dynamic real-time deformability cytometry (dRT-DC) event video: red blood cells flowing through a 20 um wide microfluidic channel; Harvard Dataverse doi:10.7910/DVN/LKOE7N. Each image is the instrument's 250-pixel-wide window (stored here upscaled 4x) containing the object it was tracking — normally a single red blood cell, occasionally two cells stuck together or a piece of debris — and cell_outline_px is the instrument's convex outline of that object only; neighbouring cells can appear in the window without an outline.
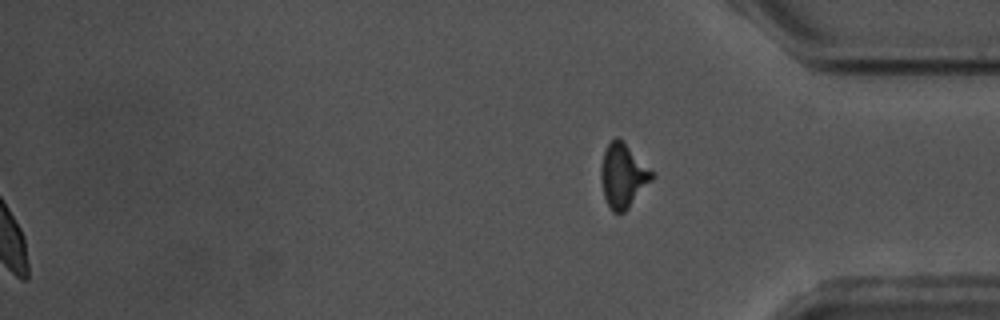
{"species": "common noctule bat (a hibernating species)", "species_latin": "Nyctalus noctula", "temperature_condition": "warm", "stored_images_in_passage": 56, "segment_of_instrument_passage": [2, 2], "camera_frame_rate_fps": 3000, "um_per_image_px": 0.085, "animal": {"sex": "male", "body_mass_g": 17.5, "forearm_length_mm": 52.3}, "frame": {"image": 1, "passage_image": 56, "time_ms": 18.333, "image_size_px": [1000, 320], "cell_outline_px": [[652, 180], [628, 208], [624, 212], [612, 212], [604, 196], [600, 176], [600, 168], [604, 152], [608, 144], [616, 136], [652, 172]], "centroid_in_image_um": [52.91, 14.97], "position_along_channel_um": 382.3, "area_um2": 18.21}}